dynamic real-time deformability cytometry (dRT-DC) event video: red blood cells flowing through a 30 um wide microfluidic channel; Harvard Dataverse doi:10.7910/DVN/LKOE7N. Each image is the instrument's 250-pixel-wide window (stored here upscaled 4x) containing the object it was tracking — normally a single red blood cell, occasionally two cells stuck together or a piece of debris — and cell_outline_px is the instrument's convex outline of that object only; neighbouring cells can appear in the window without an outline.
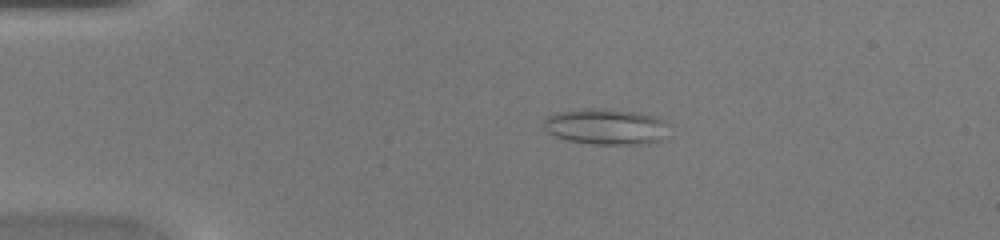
{"species": "common noctule bat (a hibernating species)", "species_latin": "Nyctalus noctula", "temperature_condition": "warm", "stored_images_in_passage": 36, "camera_frame_rate_fps": 3000, "um_per_image_px": 0.085, "animal": {"sex": "female", "body_mass_g": 20.0, "forearm_length_mm": 54.0}, "frame": {"image": 1, "passage_image": 1, "time_ms": 0.0, "image_size_px": [1000, 240], "cell_outline_px": [[672, 136], [648, 144], [592, 144], [568, 140], [556, 136], [548, 132], [544, 128], [544, 120], [548, 116], [556, 112], [584, 108], [600, 108], [640, 112], [660, 116], [672, 124]], "centroid_in_image_um": [51.68, 10.75], "position_along_channel_um": 33.3, "area_um2": 27.22}}
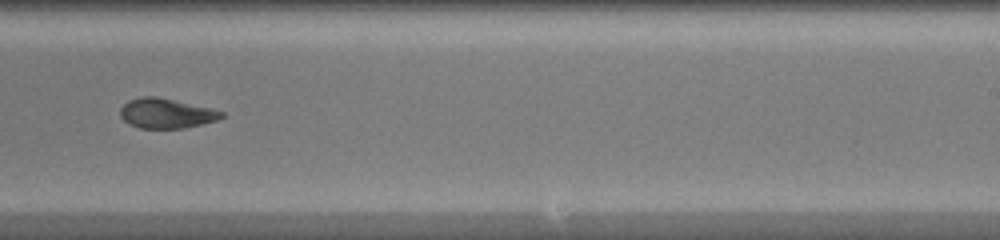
{"frame": {"image": 2, "passage_image": 20, "time_ms": 6.333, "image_size_px": [1000, 240], "cell_outline_px": [[224, 116], [216, 120], [184, 128], [140, 128], [128, 124], [120, 116], [120, 108], [128, 100], [140, 96], [156, 96], [212, 108], [224, 112]], "centroid_in_image_um": [14.1, 9.62], "position_along_channel_um": 274.9, "area_um2": 17.63}}
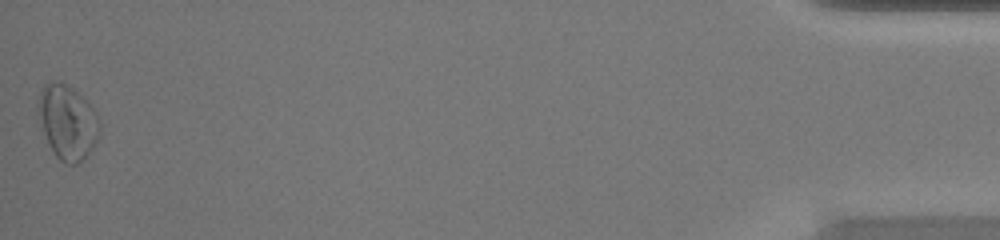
{"frame": {"image": 3, "passage_image": 36, "time_ms": 11.667, "image_size_px": [1000, 240], "cell_outline_px": [[100, 132], [88, 156], [84, 160], [76, 164], [68, 164], [60, 160], [56, 156], [48, 144], [36, 112], [36, 108], [40, 92], [44, 84], [48, 80], [60, 80], [84, 96], [96, 112], [100, 124]], "centroid_in_image_um": [5.72, 10.34], "position_along_channel_um": 429.5, "area_um2": 27.17}}